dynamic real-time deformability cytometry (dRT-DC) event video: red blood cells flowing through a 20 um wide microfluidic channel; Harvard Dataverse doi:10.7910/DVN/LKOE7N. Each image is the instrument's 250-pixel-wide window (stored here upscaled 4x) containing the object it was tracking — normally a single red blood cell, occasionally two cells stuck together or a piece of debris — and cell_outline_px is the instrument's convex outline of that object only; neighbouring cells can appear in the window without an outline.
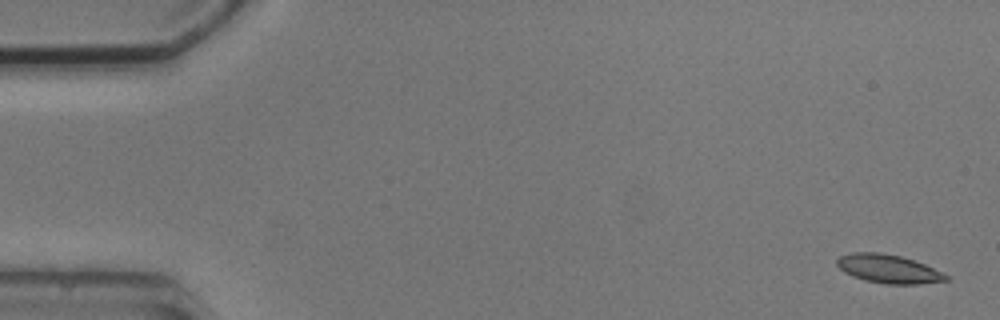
{"species": "common noctule bat (a hibernating species)", "species_latin": "Nyctalus noctula", "temperature_condition": "cold", "stored_images_in_passage": 5, "camera_frame_rate_fps": 3000, "um_per_image_px": 0.085, "animal": {"sex": "male", "body_mass_g": 20.5, "forearm_length_mm": 52.5}, "frame": {"image": 1, "passage_image": 1, "time_ms": 0.0, "image_size_px": [1000, 320], "cell_outline_px": [[952, 280], [916, 284], [884, 284], [864, 280], [852, 276], [844, 272], [836, 264], [836, 260], [840, 256], [852, 252], [880, 252], [900, 256], [924, 264], [948, 276]], "centroid_in_image_um": [75.48, 22.86], "position_along_channel_um": 9.5, "area_um2": 18.09}}